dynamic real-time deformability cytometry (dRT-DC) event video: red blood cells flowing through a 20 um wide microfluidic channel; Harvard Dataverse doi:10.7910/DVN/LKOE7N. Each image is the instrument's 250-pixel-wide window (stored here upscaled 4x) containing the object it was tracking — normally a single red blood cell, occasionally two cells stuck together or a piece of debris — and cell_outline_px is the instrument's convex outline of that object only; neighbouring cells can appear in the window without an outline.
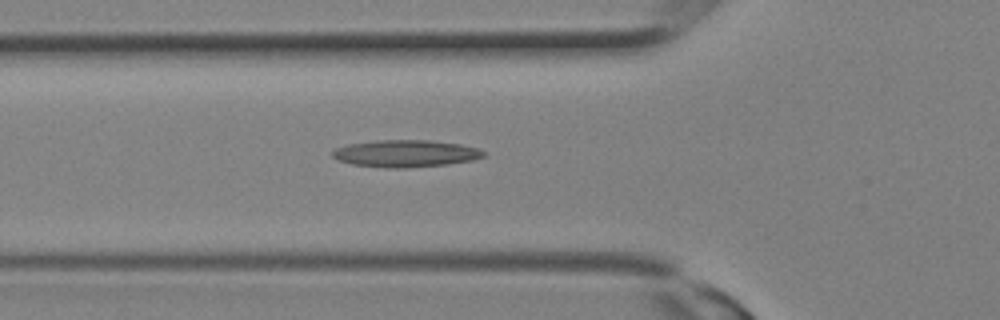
{"species": "Egyptian fruit bat (a non-hibernating species)", "species_latin": "Rousettus aegyptiacus", "temperature_condition": "room temperature", "stored_images_in_passage": 4, "camera_frame_rate_fps": 3000, "um_per_image_px": 0.085, "animal": {"sex": "female"}, "frame": {"image": 1, "passage_image": 2, "time_ms": 0.333, "image_size_px": [1000, 320], "cell_outline_px": [[484, 156], [472, 160], [448, 164], [404, 168], [388, 168], [352, 164], [340, 160], [332, 156], [332, 152], [336, 148], [348, 144], [376, 140], [432, 140], [460, 144], [476, 148], [484, 152]], "centroid_in_image_um": [34.46, 13.04], "position_along_channel_um": 91.3, "area_um2": 23.7}}
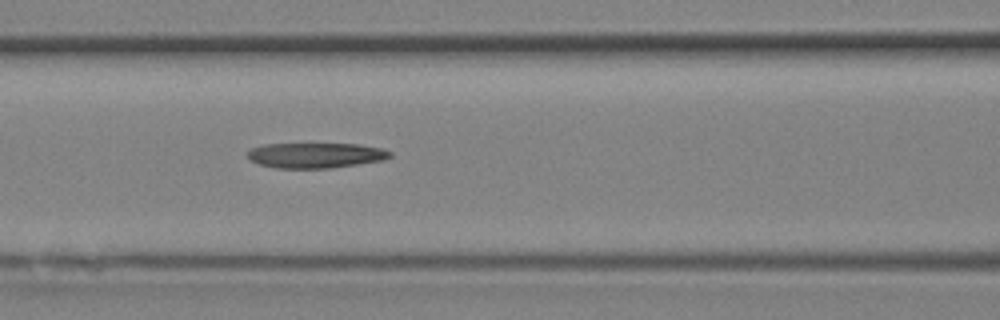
{"frame": {"image": 2, "passage_image": 4, "time_ms": 1.0, "image_size_px": [1000, 320], "cell_outline_px": [[392, 156], [384, 160], [328, 168], [276, 168], [260, 164], [252, 160], [248, 156], [248, 152], [252, 148], [264, 144], [360, 144], [380, 148], [392, 152]], "centroid_in_image_um": [26.85, 13.2], "position_along_channel_um": 139.7, "area_um2": 20.75}}